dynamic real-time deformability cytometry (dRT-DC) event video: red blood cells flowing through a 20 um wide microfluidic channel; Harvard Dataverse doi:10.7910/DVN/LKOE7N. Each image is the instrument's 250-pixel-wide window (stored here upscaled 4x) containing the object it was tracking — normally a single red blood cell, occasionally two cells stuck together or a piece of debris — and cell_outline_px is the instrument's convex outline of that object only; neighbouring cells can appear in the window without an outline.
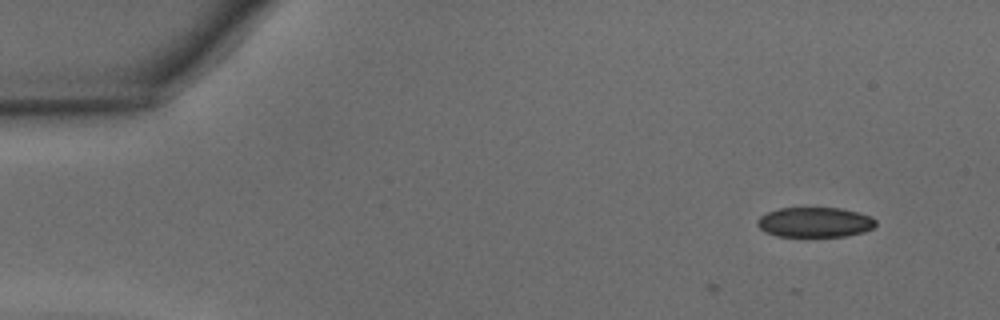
{"species": "common noctule bat (a hibernating species)", "species_latin": "Nyctalus noctula", "temperature_condition": "warm", "stored_images_in_passage": 4, "camera_frame_rate_fps": 3000, "um_per_image_px": 0.085, "animal": {"sex": "male", "body_mass_g": 15.6}, "frame": {"image": 1, "passage_image": 4, "time_ms": 1.0, "image_size_px": [1000, 320], "cell_outline_px": [[876, 224], [872, 228], [864, 232], [844, 236], [776, 236], [764, 232], [756, 224], [756, 220], [760, 216], [768, 212], [780, 208], [844, 208], [872, 216], [876, 220]], "centroid_in_image_um": [69.26, 18.88], "position_along_channel_um": 15.7, "area_um2": 20.81}}